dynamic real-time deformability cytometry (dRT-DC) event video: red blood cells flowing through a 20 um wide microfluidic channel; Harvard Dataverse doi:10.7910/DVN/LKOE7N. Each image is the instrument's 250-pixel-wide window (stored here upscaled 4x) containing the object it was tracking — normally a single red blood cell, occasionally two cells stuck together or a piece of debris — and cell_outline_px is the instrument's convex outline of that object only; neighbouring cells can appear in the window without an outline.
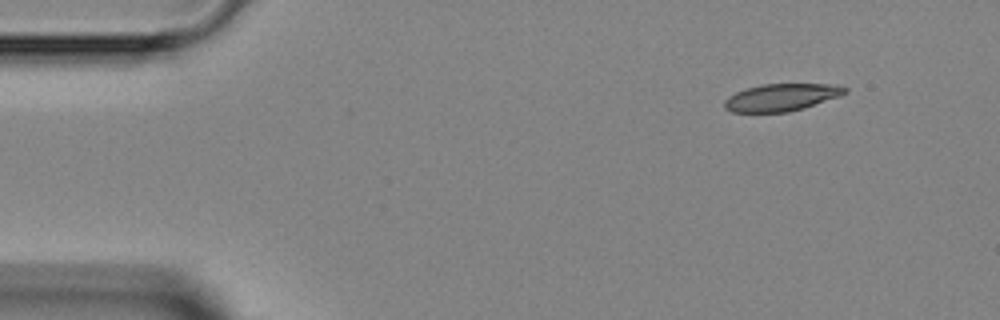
{"species": "Egyptian fruit bat (a non-hibernating species)", "species_latin": "Rousettus aegyptiacus", "temperature_condition": "room temperature", "stored_images_in_passage": 5, "segment_of_instrument_passage": [2, 2], "camera_frame_rate_fps": 3000, "um_per_image_px": 0.085, "animal": {"sex": "female"}, "frame": {"image": 1, "passage_image": 5, "time_ms": 5.0, "image_size_px": [1000, 320], "cell_outline_px": [[848, 92], [840, 96], [804, 108], [788, 112], [732, 112], [724, 108], [724, 100], [728, 96], [736, 92], [760, 84], [836, 84], [848, 88]], "centroid_in_image_um": [66.44, 8.27], "position_along_channel_um": 18.6, "area_um2": 19.25}}